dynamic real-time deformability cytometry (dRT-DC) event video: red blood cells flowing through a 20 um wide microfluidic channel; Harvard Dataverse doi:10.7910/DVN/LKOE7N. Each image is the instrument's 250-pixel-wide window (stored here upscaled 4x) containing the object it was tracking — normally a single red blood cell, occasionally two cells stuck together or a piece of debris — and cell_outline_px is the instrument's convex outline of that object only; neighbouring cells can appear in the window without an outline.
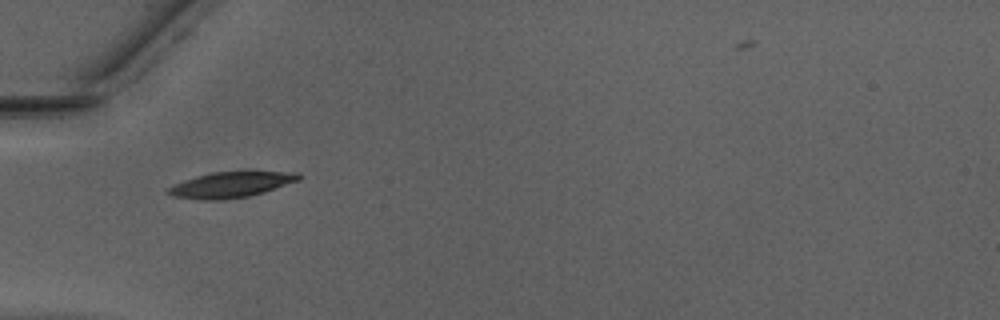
{"species": "Egyptian fruit bat (a non-hibernating species)", "species_latin": "Rousettus aegyptiacus", "temperature_condition": "warm", "stored_images_in_passage": 1, "camera_frame_rate_fps": 3000, "um_per_image_px": 0.085, "animal": {"sex": "male"}, "frame": {"image": 1, "passage_image": 1, "time_ms": 0.0, "image_size_px": [1000, 320], "cell_outline_px": [[300, 180], [264, 192], [248, 196], [220, 200], [200, 200], [172, 196], [164, 192], [168, 188], [184, 180], [208, 172], [240, 168], [252, 168], [296, 172], [300, 176]], "centroid_in_image_um": [19.7, 15.62], "position_along_channel_um": 65.3, "area_um2": 20.81}}